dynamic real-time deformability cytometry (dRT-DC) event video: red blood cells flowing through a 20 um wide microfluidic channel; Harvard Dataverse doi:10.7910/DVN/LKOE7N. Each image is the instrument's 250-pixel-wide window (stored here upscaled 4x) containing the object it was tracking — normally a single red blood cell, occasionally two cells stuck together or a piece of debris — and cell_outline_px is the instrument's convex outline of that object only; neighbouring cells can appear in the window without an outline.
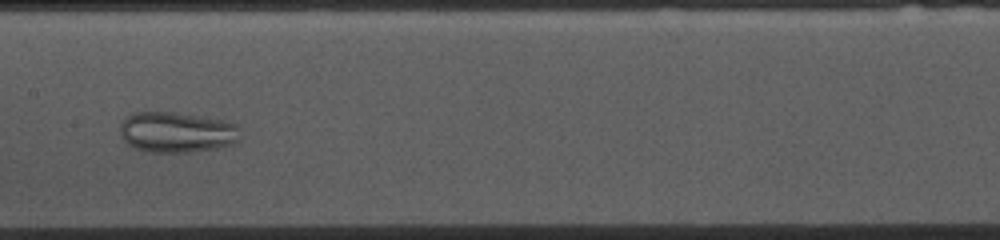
{"species": "common noctule bat (a hibernating species)", "species_latin": "Nyctalus noctula", "temperature_condition": "cold", "stored_images_in_passage": 54, "camera_frame_rate_fps": 3000, "um_per_image_px": 0.085, "animal": {"sex": "female", "body_mass_g": 10.0, "forearm_length_mm": 53.1}, "frame": {"image": 1, "passage_image": 26, "time_ms": 8.333, "image_size_px": [1000, 240], "cell_outline_px": [[240, 140], [236, 144], [220, 148], [192, 152], [148, 152], [136, 148], [128, 144], [120, 136], [120, 124], [124, 116], [136, 112], [172, 112], [228, 120], [236, 124], [240, 128]], "centroid_in_image_um": [15.07, 11.24], "position_along_channel_um": 192.3, "area_um2": 29.07}}
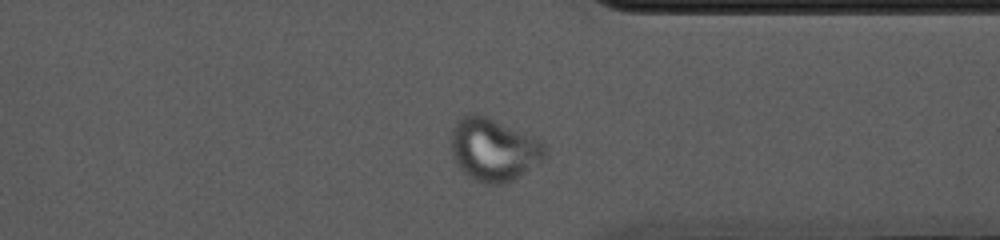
{"frame": {"image": 2, "passage_image": 41, "time_ms": 13.333, "image_size_px": [1000, 240], "cell_outline_px": [[548, 152], [544, 160], [520, 176], [504, 184], [484, 184], [476, 180], [464, 172], [460, 168], [452, 156], [452, 128], [456, 120], [460, 116], [468, 112], [476, 112], [488, 116], [536, 136], [544, 140], [548, 148]], "centroid_in_image_um": [42.02, 12.67], "position_along_channel_um": 369.4, "area_um2": 35.32}}
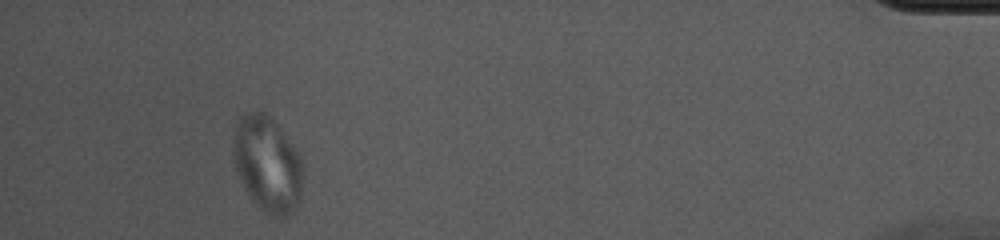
{"frame": {"image": 3, "passage_image": 50, "time_ms": 16.333, "image_size_px": [1000, 240], "cell_outline_px": [[300, 196], [292, 212], [288, 216], [280, 220], [264, 212], [252, 200], [240, 180], [236, 168], [232, 152], [232, 136], [236, 120], [244, 112], [264, 112], [276, 124], [300, 156]], "centroid_in_image_um": [22.66, 13.95], "position_along_channel_um": 412.5, "area_um2": 38.44}}